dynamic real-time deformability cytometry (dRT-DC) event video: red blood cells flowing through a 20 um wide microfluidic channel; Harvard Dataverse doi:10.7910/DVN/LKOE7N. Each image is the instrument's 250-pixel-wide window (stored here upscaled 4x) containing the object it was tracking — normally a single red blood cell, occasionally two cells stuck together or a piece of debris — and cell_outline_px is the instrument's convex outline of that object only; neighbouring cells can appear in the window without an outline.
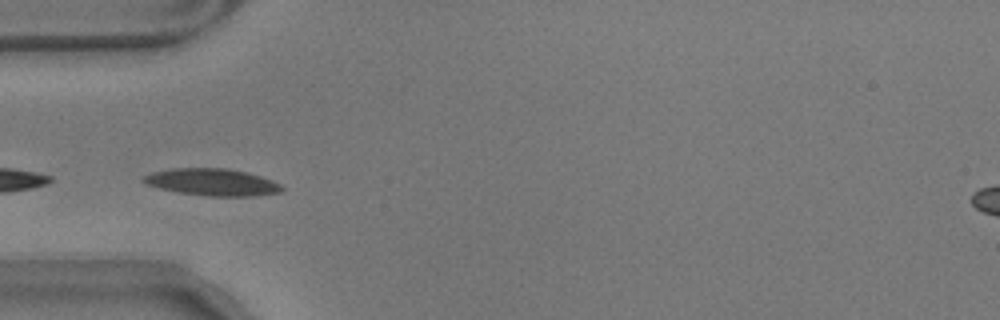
{"species": "common noctule bat (a hibernating species)", "species_latin": "Nyctalus noctula", "temperature_condition": "warm", "stored_images_in_passage": 22, "camera_frame_rate_fps": 3000, "um_per_image_px": 0.085, "animal": {"sex": "male", "body_mass_g": 17.9}, "frame": {"image": 1, "passage_image": 13, "time_ms": 4.0, "image_size_px": [1000, 320], "cell_outline_px": [[284, 188], [280, 192], [256, 196], [208, 196], [176, 192], [160, 188], [148, 184], [140, 180], [144, 176], [152, 172], [172, 168], [224, 168], [244, 172], [260, 176], [272, 180], [280, 184]], "centroid_in_image_um": [18.03, 15.49], "position_along_channel_um": 67.0, "area_um2": 21.68}}